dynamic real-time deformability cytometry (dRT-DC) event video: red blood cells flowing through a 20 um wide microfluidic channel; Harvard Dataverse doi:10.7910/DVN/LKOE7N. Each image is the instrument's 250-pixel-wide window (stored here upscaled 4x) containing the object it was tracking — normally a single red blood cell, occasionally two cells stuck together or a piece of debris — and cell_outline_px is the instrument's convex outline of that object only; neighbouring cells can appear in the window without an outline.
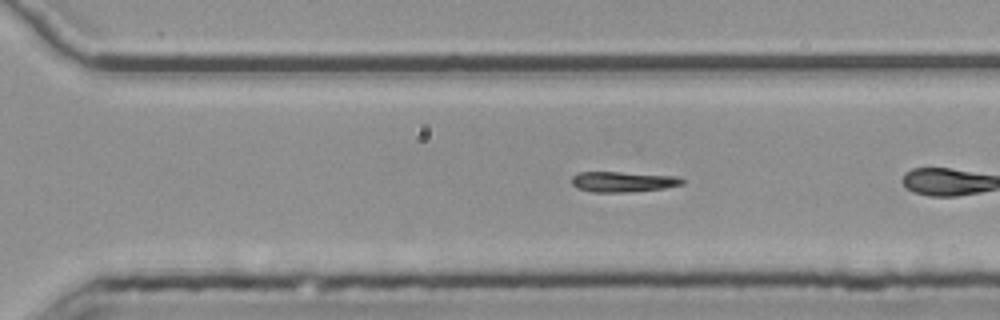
{"species": "common noctule bat (a hibernating species)", "species_latin": "Nyctalus noctula", "temperature_condition": "room temperature", "stored_images_in_passage": 35, "camera_frame_rate_fps": 3000, "um_per_image_px": 0.085, "animal": {"sex": "female", "body_mass_g": 25.1}, "frame": {"image": 1, "passage_image": 25, "time_ms": 8.0, "image_size_px": [1000, 320], "cell_outline_px": [[684, 184], [664, 188], [628, 192], [592, 192], [576, 188], [572, 184], [572, 176], [576, 172], [620, 172], [680, 176], [684, 180]], "centroid_in_image_um": [52.95, 15.44], "position_along_channel_um": 317.6, "area_um2": 13.29}}